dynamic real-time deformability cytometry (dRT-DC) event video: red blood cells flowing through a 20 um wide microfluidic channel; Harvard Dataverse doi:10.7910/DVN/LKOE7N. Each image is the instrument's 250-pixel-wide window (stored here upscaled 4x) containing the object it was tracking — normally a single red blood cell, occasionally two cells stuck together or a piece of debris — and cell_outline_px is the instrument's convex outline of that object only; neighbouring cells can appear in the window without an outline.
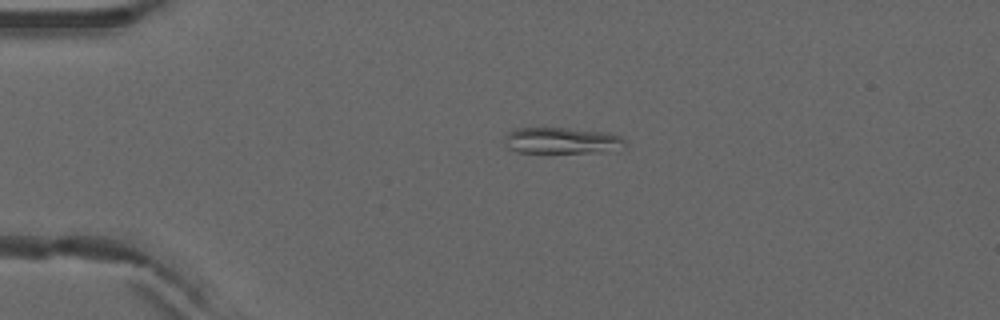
{"species": "common noctule bat (a hibernating species)", "species_latin": "Nyctalus noctula", "temperature_condition": "warm", "stored_images_in_passage": 3, "camera_frame_rate_fps": 3000, "um_per_image_px": 0.085, "animal": {"sex": "male", "forearm_length_mm": 52.5}, "frame": {"image": 1, "passage_image": 2, "time_ms": 0.333, "image_size_px": [1000, 320], "cell_outline_px": [[628, 144], [620, 152], [516, 152], [508, 148], [504, 144], [504, 136], [508, 132], [516, 128], [564, 128], [608, 132], [620, 136]], "centroid_in_image_um": [47.82, 11.96], "position_along_channel_um": 37.2, "area_um2": 18.84}}